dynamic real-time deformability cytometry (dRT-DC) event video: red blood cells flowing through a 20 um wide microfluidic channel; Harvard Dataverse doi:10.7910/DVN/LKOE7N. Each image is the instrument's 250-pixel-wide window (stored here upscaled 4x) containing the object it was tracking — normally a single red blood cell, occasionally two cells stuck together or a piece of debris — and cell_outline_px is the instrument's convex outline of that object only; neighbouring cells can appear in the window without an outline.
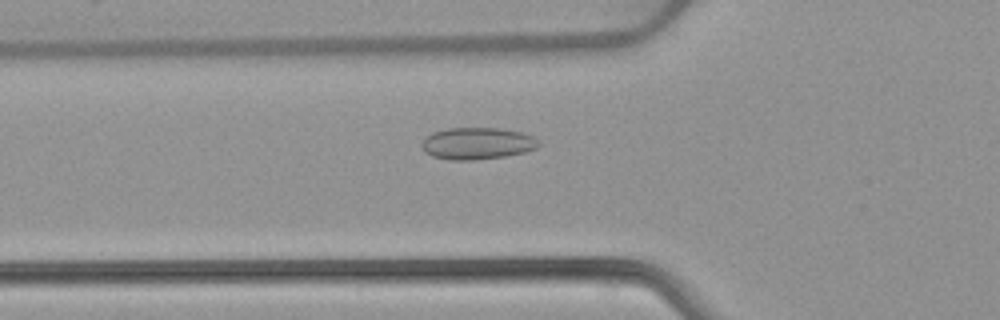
{"species": "common noctule bat (a hibernating species)", "species_latin": "Nyctalus noctula", "temperature_condition": "warm", "stored_images_in_passage": 38, "camera_frame_rate_fps": 3000, "um_per_image_px": 0.085, "animal": {"sex": "female", "body_mass_g": 22.7, "forearm_length_mm": 54.2}, "frame": {"image": 1, "passage_image": 4, "time_ms": 1.0, "image_size_px": [1000, 320], "cell_outline_px": [[540, 144], [536, 148], [524, 152], [504, 156], [472, 160], [448, 160], [432, 156], [424, 152], [420, 144], [432, 132], [448, 128], [500, 128], [524, 132], [540, 140]], "centroid_in_image_um": [40.57, 12.19], "position_along_channel_um": 85.2, "area_um2": 21.85}}
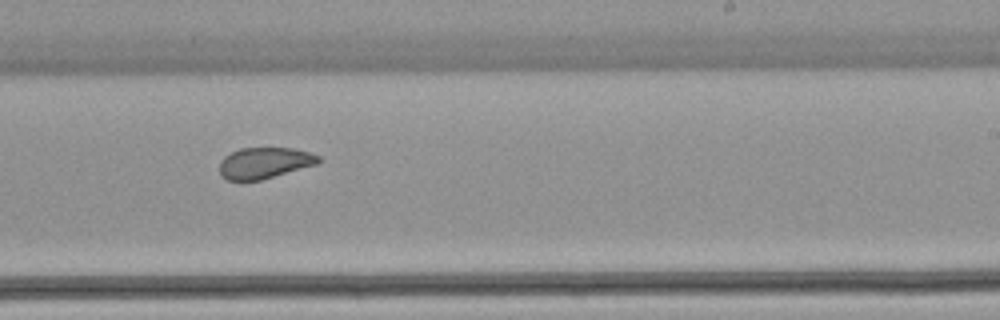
{"frame": {"image": 2, "passage_image": 18, "time_ms": 5.667, "image_size_px": [1000, 320], "cell_outline_px": [[320, 160], [316, 164], [260, 180], [228, 180], [220, 172], [220, 160], [224, 156], [240, 148], [296, 148], [320, 156]], "centroid_in_image_um": [22.47, 13.83], "position_along_channel_um": 266.5, "area_um2": 17.69}}
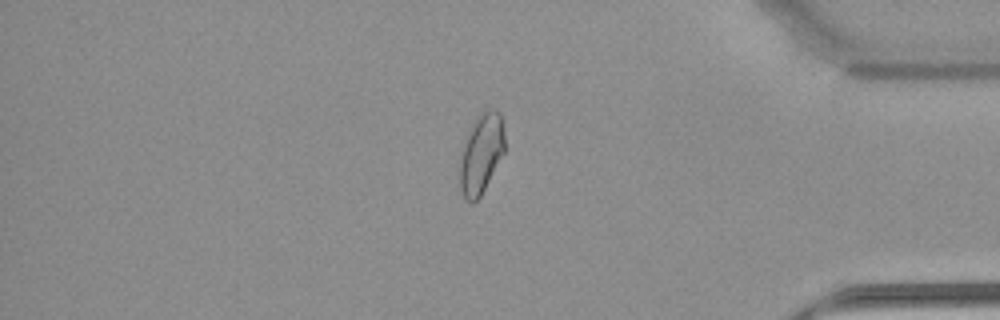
{"frame": {"image": 3, "passage_image": 30, "time_ms": 9.667, "image_size_px": [1000, 320], "cell_outline_px": [[504, 152], [480, 196], [472, 204], [464, 196], [460, 188], [460, 156], [472, 124], [476, 116], [480, 112], [488, 108], [492, 108], [500, 112], [504, 120]], "centroid_in_image_um": [40.92, 12.99], "position_along_channel_um": 394.3, "area_um2": 20.75}, "authors_computed_cell_mechanics": {"area_um2": 19.6231, "velocity_mm_per_s": 3.8815, "shape_relaxation_time_tau1_ms": null, "shape_relaxation_time_tau2_ms": 1.1722, "deformation_change_tau1": null, "deformation_change_tau2": 0.0699}}